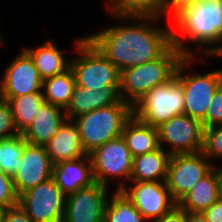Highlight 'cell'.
<instances>
[{"instance_id": "obj_1", "label": "cell", "mask_w": 222, "mask_h": 222, "mask_svg": "<svg viewBox=\"0 0 222 222\" xmlns=\"http://www.w3.org/2000/svg\"><path fill=\"white\" fill-rule=\"evenodd\" d=\"M114 17L131 23L111 26L85 37L120 72L160 57L172 45V27L158 25L161 19L156 14Z\"/></svg>"}, {"instance_id": "obj_2", "label": "cell", "mask_w": 222, "mask_h": 222, "mask_svg": "<svg viewBox=\"0 0 222 222\" xmlns=\"http://www.w3.org/2000/svg\"><path fill=\"white\" fill-rule=\"evenodd\" d=\"M173 22L175 26L171 28L172 44L184 56L197 55L199 58L197 52L189 49L187 40L194 43L196 50L199 48L204 57L215 58L222 55V2L197 0L175 16Z\"/></svg>"}, {"instance_id": "obj_3", "label": "cell", "mask_w": 222, "mask_h": 222, "mask_svg": "<svg viewBox=\"0 0 222 222\" xmlns=\"http://www.w3.org/2000/svg\"><path fill=\"white\" fill-rule=\"evenodd\" d=\"M184 55L173 44L158 58L124 69L120 98L132 107L150 90L171 80Z\"/></svg>"}, {"instance_id": "obj_4", "label": "cell", "mask_w": 222, "mask_h": 222, "mask_svg": "<svg viewBox=\"0 0 222 222\" xmlns=\"http://www.w3.org/2000/svg\"><path fill=\"white\" fill-rule=\"evenodd\" d=\"M132 115L133 107L121 99L118 103L74 118L86 153L121 136L125 123Z\"/></svg>"}, {"instance_id": "obj_5", "label": "cell", "mask_w": 222, "mask_h": 222, "mask_svg": "<svg viewBox=\"0 0 222 222\" xmlns=\"http://www.w3.org/2000/svg\"><path fill=\"white\" fill-rule=\"evenodd\" d=\"M198 60L200 59H197V56H184L177 67L176 75L184 91V114L199 120L205 128V115L209 103L222 84V69L196 74L189 69Z\"/></svg>"}, {"instance_id": "obj_6", "label": "cell", "mask_w": 222, "mask_h": 222, "mask_svg": "<svg viewBox=\"0 0 222 222\" xmlns=\"http://www.w3.org/2000/svg\"><path fill=\"white\" fill-rule=\"evenodd\" d=\"M74 45L78 55L71 58L70 68L76 85L92 91L120 87L121 72L85 36L77 38Z\"/></svg>"}, {"instance_id": "obj_7", "label": "cell", "mask_w": 222, "mask_h": 222, "mask_svg": "<svg viewBox=\"0 0 222 222\" xmlns=\"http://www.w3.org/2000/svg\"><path fill=\"white\" fill-rule=\"evenodd\" d=\"M181 114H184V91L176 74L168 82L147 92L133 106V115L155 128Z\"/></svg>"}, {"instance_id": "obj_8", "label": "cell", "mask_w": 222, "mask_h": 222, "mask_svg": "<svg viewBox=\"0 0 222 222\" xmlns=\"http://www.w3.org/2000/svg\"><path fill=\"white\" fill-rule=\"evenodd\" d=\"M88 155L95 182L110 188L111 179L117 178L119 184L116 190L125 186L122 177L130 182L133 156L122 135L96 147Z\"/></svg>"}, {"instance_id": "obj_9", "label": "cell", "mask_w": 222, "mask_h": 222, "mask_svg": "<svg viewBox=\"0 0 222 222\" xmlns=\"http://www.w3.org/2000/svg\"><path fill=\"white\" fill-rule=\"evenodd\" d=\"M212 162L202 151L170 157L165 183L176 203L215 167Z\"/></svg>"}, {"instance_id": "obj_10", "label": "cell", "mask_w": 222, "mask_h": 222, "mask_svg": "<svg viewBox=\"0 0 222 222\" xmlns=\"http://www.w3.org/2000/svg\"><path fill=\"white\" fill-rule=\"evenodd\" d=\"M159 145L171 156L202 151L204 127L202 122L181 114L157 127ZM170 147V148H166Z\"/></svg>"}, {"instance_id": "obj_11", "label": "cell", "mask_w": 222, "mask_h": 222, "mask_svg": "<svg viewBox=\"0 0 222 222\" xmlns=\"http://www.w3.org/2000/svg\"><path fill=\"white\" fill-rule=\"evenodd\" d=\"M66 195L51 177L19 196V205L34 222H62Z\"/></svg>"}, {"instance_id": "obj_12", "label": "cell", "mask_w": 222, "mask_h": 222, "mask_svg": "<svg viewBox=\"0 0 222 222\" xmlns=\"http://www.w3.org/2000/svg\"><path fill=\"white\" fill-rule=\"evenodd\" d=\"M108 189L95 182L67 195L62 222H104Z\"/></svg>"}, {"instance_id": "obj_13", "label": "cell", "mask_w": 222, "mask_h": 222, "mask_svg": "<svg viewBox=\"0 0 222 222\" xmlns=\"http://www.w3.org/2000/svg\"><path fill=\"white\" fill-rule=\"evenodd\" d=\"M121 190L148 222L161 218L177 205L165 181L131 182V186L126 184Z\"/></svg>"}, {"instance_id": "obj_14", "label": "cell", "mask_w": 222, "mask_h": 222, "mask_svg": "<svg viewBox=\"0 0 222 222\" xmlns=\"http://www.w3.org/2000/svg\"><path fill=\"white\" fill-rule=\"evenodd\" d=\"M43 79L31 56L22 50L11 61L0 79V97H18L42 92Z\"/></svg>"}, {"instance_id": "obj_15", "label": "cell", "mask_w": 222, "mask_h": 222, "mask_svg": "<svg viewBox=\"0 0 222 222\" xmlns=\"http://www.w3.org/2000/svg\"><path fill=\"white\" fill-rule=\"evenodd\" d=\"M53 166L45 146L26 143L21 157V165L12 176L18 196L50 179Z\"/></svg>"}, {"instance_id": "obj_16", "label": "cell", "mask_w": 222, "mask_h": 222, "mask_svg": "<svg viewBox=\"0 0 222 222\" xmlns=\"http://www.w3.org/2000/svg\"><path fill=\"white\" fill-rule=\"evenodd\" d=\"M53 165L88 155L83 148L79 129L71 119H66L45 145Z\"/></svg>"}, {"instance_id": "obj_17", "label": "cell", "mask_w": 222, "mask_h": 222, "mask_svg": "<svg viewBox=\"0 0 222 222\" xmlns=\"http://www.w3.org/2000/svg\"><path fill=\"white\" fill-rule=\"evenodd\" d=\"M52 178L66 196L94 184L89 155L54 165Z\"/></svg>"}, {"instance_id": "obj_18", "label": "cell", "mask_w": 222, "mask_h": 222, "mask_svg": "<svg viewBox=\"0 0 222 222\" xmlns=\"http://www.w3.org/2000/svg\"><path fill=\"white\" fill-rule=\"evenodd\" d=\"M120 87H108L91 90L75 85L70 102L65 109L66 119L74 118L98 108L107 107L118 103Z\"/></svg>"}, {"instance_id": "obj_19", "label": "cell", "mask_w": 222, "mask_h": 222, "mask_svg": "<svg viewBox=\"0 0 222 222\" xmlns=\"http://www.w3.org/2000/svg\"><path fill=\"white\" fill-rule=\"evenodd\" d=\"M65 120L64 109L44 102L39 107L32 123L21 135L29 144L45 146Z\"/></svg>"}, {"instance_id": "obj_20", "label": "cell", "mask_w": 222, "mask_h": 222, "mask_svg": "<svg viewBox=\"0 0 222 222\" xmlns=\"http://www.w3.org/2000/svg\"><path fill=\"white\" fill-rule=\"evenodd\" d=\"M216 165L186 193L177 205L188 212H202L220 199L219 167Z\"/></svg>"}, {"instance_id": "obj_21", "label": "cell", "mask_w": 222, "mask_h": 222, "mask_svg": "<svg viewBox=\"0 0 222 222\" xmlns=\"http://www.w3.org/2000/svg\"><path fill=\"white\" fill-rule=\"evenodd\" d=\"M170 157L171 155L161 147L133 157L130 182L165 181Z\"/></svg>"}, {"instance_id": "obj_22", "label": "cell", "mask_w": 222, "mask_h": 222, "mask_svg": "<svg viewBox=\"0 0 222 222\" xmlns=\"http://www.w3.org/2000/svg\"><path fill=\"white\" fill-rule=\"evenodd\" d=\"M32 58L40 77L44 80L64 73L70 68V60L65 58L63 50L52 40H46L40 46L23 48Z\"/></svg>"}, {"instance_id": "obj_23", "label": "cell", "mask_w": 222, "mask_h": 222, "mask_svg": "<svg viewBox=\"0 0 222 222\" xmlns=\"http://www.w3.org/2000/svg\"><path fill=\"white\" fill-rule=\"evenodd\" d=\"M121 135L133 157L160 147L157 128L141 122L134 115L125 123Z\"/></svg>"}, {"instance_id": "obj_24", "label": "cell", "mask_w": 222, "mask_h": 222, "mask_svg": "<svg viewBox=\"0 0 222 222\" xmlns=\"http://www.w3.org/2000/svg\"><path fill=\"white\" fill-rule=\"evenodd\" d=\"M76 79L71 68L64 73L43 80L42 93L44 101L66 109L73 94Z\"/></svg>"}, {"instance_id": "obj_25", "label": "cell", "mask_w": 222, "mask_h": 222, "mask_svg": "<svg viewBox=\"0 0 222 222\" xmlns=\"http://www.w3.org/2000/svg\"><path fill=\"white\" fill-rule=\"evenodd\" d=\"M0 98L8 101L12 110L13 122L19 134H22L32 123L39 107L45 102L42 92Z\"/></svg>"}, {"instance_id": "obj_26", "label": "cell", "mask_w": 222, "mask_h": 222, "mask_svg": "<svg viewBox=\"0 0 222 222\" xmlns=\"http://www.w3.org/2000/svg\"><path fill=\"white\" fill-rule=\"evenodd\" d=\"M110 197L104 222H147L122 190H115Z\"/></svg>"}, {"instance_id": "obj_27", "label": "cell", "mask_w": 222, "mask_h": 222, "mask_svg": "<svg viewBox=\"0 0 222 222\" xmlns=\"http://www.w3.org/2000/svg\"><path fill=\"white\" fill-rule=\"evenodd\" d=\"M26 143L27 141L21 134L0 140V170L2 172L13 176L18 171Z\"/></svg>"}, {"instance_id": "obj_28", "label": "cell", "mask_w": 222, "mask_h": 222, "mask_svg": "<svg viewBox=\"0 0 222 222\" xmlns=\"http://www.w3.org/2000/svg\"><path fill=\"white\" fill-rule=\"evenodd\" d=\"M106 10L113 16L153 15L160 0H105Z\"/></svg>"}, {"instance_id": "obj_29", "label": "cell", "mask_w": 222, "mask_h": 222, "mask_svg": "<svg viewBox=\"0 0 222 222\" xmlns=\"http://www.w3.org/2000/svg\"><path fill=\"white\" fill-rule=\"evenodd\" d=\"M202 152L210 161L222 160V125L204 128Z\"/></svg>"}, {"instance_id": "obj_30", "label": "cell", "mask_w": 222, "mask_h": 222, "mask_svg": "<svg viewBox=\"0 0 222 222\" xmlns=\"http://www.w3.org/2000/svg\"><path fill=\"white\" fill-rule=\"evenodd\" d=\"M19 204L12 176L0 170V207L7 209Z\"/></svg>"}, {"instance_id": "obj_31", "label": "cell", "mask_w": 222, "mask_h": 222, "mask_svg": "<svg viewBox=\"0 0 222 222\" xmlns=\"http://www.w3.org/2000/svg\"><path fill=\"white\" fill-rule=\"evenodd\" d=\"M19 135L13 122L11 107L7 100L0 98V140Z\"/></svg>"}, {"instance_id": "obj_32", "label": "cell", "mask_w": 222, "mask_h": 222, "mask_svg": "<svg viewBox=\"0 0 222 222\" xmlns=\"http://www.w3.org/2000/svg\"><path fill=\"white\" fill-rule=\"evenodd\" d=\"M222 125V84L215 91L205 115V128Z\"/></svg>"}, {"instance_id": "obj_33", "label": "cell", "mask_w": 222, "mask_h": 222, "mask_svg": "<svg viewBox=\"0 0 222 222\" xmlns=\"http://www.w3.org/2000/svg\"><path fill=\"white\" fill-rule=\"evenodd\" d=\"M197 0H160L156 7V15L160 18L170 16L172 19L182 10L194 4Z\"/></svg>"}, {"instance_id": "obj_34", "label": "cell", "mask_w": 222, "mask_h": 222, "mask_svg": "<svg viewBox=\"0 0 222 222\" xmlns=\"http://www.w3.org/2000/svg\"><path fill=\"white\" fill-rule=\"evenodd\" d=\"M2 222H34L23 208L18 204L4 211Z\"/></svg>"}, {"instance_id": "obj_35", "label": "cell", "mask_w": 222, "mask_h": 222, "mask_svg": "<svg viewBox=\"0 0 222 222\" xmlns=\"http://www.w3.org/2000/svg\"><path fill=\"white\" fill-rule=\"evenodd\" d=\"M201 213L207 222H222V200L218 199Z\"/></svg>"}, {"instance_id": "obj_36", "label": "cell", "mask_w": 222, "mask_h": 222, "mask_svg": "<svg viewBox=\"0 0 222 222\" xmlns=\"http://www.w3.org/2000/svg\"><path fill=\"white\" fill-rule=\"evenodd\" d=\"M151 222H186V210L175 205L169 212L165 213L161 218Z\"/></svg>"}, {"instance_id": "obj_37", "label": "cell", "mask_w": 222, "mask_h": 222, "mask_svg": "<svg viewBox=\"0 0 222 222\" xmlns=\"http://www.w3.org/2000/svg\"><path fill=\"white\" fill-rule=\"evenodd\" d=\"M186 222H207L202 213L186 211Z\"/></svg>"}, {"instance_id": "obj_38", "label": "cell", "mask_w": 222, "mask_h": 222, "mask_svg": "<svg viewBox=\"0 0 222 222\" xmlns=\"http://www.w3.org/2000/svg\"><path fill=\"white\" fill-rule=\"evenodd\" d=\"M219 191H220V199L222 200V165L219 166Z\"/></svg>"}, {"instance_id": "obj_39", "label": "cell", "mask_w": 222, "mask_h": 222, "mask_svg": "<svg viewBox=\"0 0 222 222\" xmlns=\"http://www.w3.org/2000/svg\"><path fill=\"white\" fill-rule=\"evenodd\" d=\"M4 211H5V209L0 207V222L3 221Z\"/></svg>"}, {"instance_id": "obj_40", "label": "cell", "mask_w": 222, "mask_h": 222, "mask_svg": "<svg viewBox=\"0 0 222 222\" xmlns=\"http://www.w3.org/2000/svg\"><path fill=\"white\" fill-rule=\"evenodd\" d=\"M203 1H208V2H212V3L222 2V0H203Z\"/></svg>"}, {"instance_id": "obj_41", "label": "cell", "mask_w": 222, "mask_h": 222, "mask_svg": "<svg viewBox=\"0 0 222 222\" xmlns=\"http://www.w3.org/2000/svg\"><path fill=\"white\" fill-rule=\"evenodd\" d=\"M3 43V37L1 36V32H0V46Z\"/></svg>"}]
</instances>
